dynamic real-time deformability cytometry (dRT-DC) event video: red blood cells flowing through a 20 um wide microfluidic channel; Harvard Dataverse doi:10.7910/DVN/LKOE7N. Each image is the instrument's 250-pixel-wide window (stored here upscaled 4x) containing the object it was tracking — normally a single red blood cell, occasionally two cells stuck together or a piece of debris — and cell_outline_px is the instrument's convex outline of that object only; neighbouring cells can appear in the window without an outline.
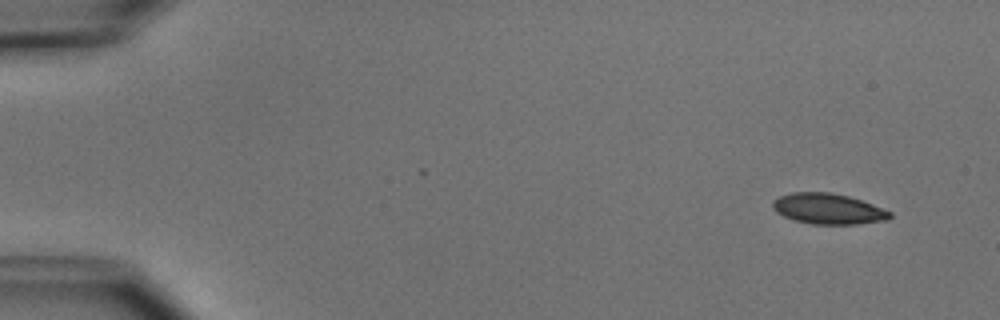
{"species": "common noctule bat (a hibernating species)", "species_latin": "Nyctalus noctula", "temperature_condition": "cold", "stored_images_in_passage": 6, "camera_frame_rate_fps": 3000, "um_per_image_px": 0.085, "animal": {"sex": "male", "body_mass_g": 15.6}, "frame": {"image": 1, "passage_image": 2, "time_ms": 1.0, "image_size_px": [1000, 320], "cell_outline_px": [[892, 216], [888, 220], [856, 224], [812, 224], [796, 220], [784, 216], [776, 212], [772, 208], [772, 200], [780, 196], [792, 192], [828, 192], [848, 196], [872, 204], [892, 212]], "centroid_in_image_um": [70.39, 17.75], "position_along_channel_um": 14.6, "area_um2": 20.87}}
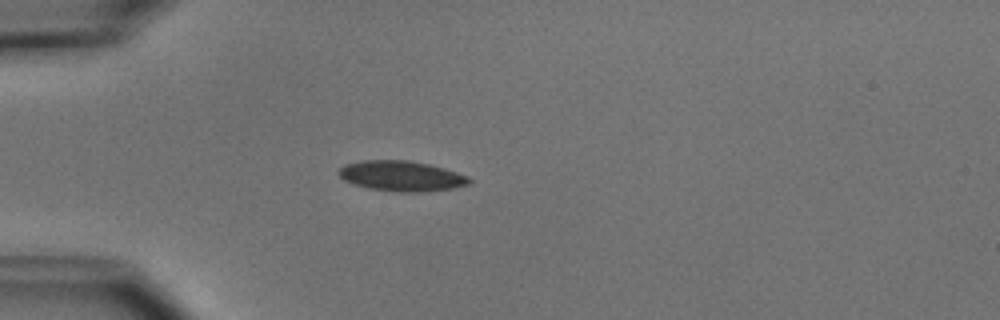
{"frame": {"image": 2, "passage_image": 5, "time_ms": 4.667, "image_size_px": [1000, 320], "cell_outline_px": [[472, 184], [452, 188], [420, 192], [396, 192], [368, 188], [352, 184], [344, 180], [336, 172], [344, 164], [364, 160], [408, 160], [428, 164], [444, 168], [468, 176], [472, 180]], "centroid_in_image_um": [34.11, 14.96], "position_along_channel_um": 50.9, "area_um2": 23.18}}